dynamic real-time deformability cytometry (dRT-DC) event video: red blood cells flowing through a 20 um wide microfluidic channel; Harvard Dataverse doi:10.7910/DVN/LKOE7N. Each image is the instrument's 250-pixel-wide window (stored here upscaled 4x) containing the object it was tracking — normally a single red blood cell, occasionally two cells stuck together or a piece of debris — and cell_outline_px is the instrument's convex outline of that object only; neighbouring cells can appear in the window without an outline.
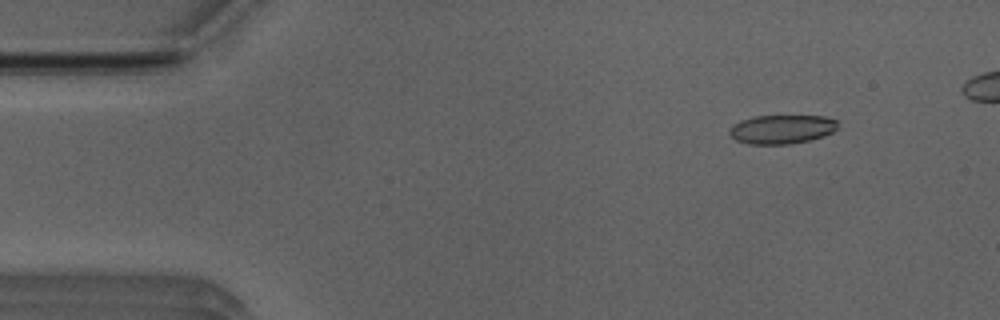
{"species": "Egyptian fruit bat (a non-hibernating species)", "species_latin": "Rousettus aegyptiacus", "temperature_condition": "room temperature", "stored_images_in_passage": 19, "camera_frame_rate_fps": 3000, "um_per_image_px": 0.085, "animal": {"sex": "male"}, "frame": {"image": 1, "passage_image": 6, "time_ms": 1.667, "image_size_px": [1000, 320], "cell_outline_px": [[836, 128], [832, 132], [824, 136], [808, 140], [788, 144], [748, 144], [736, 140], [728, 132], [732, 124], [740, 120], [756, 116], [824, 116], [836, 120]], "centroid_in_image_um": [66.41, 10.98], "position_along_channel_um": 18.6, "area_um2": 18.15}}